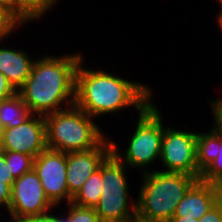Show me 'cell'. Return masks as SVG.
<instances>
[{"label": "cell", "instance_id": "cell-1", "mask_svg": "<svg viewBox=\"0 0 222 222\" xmlns=\"http://www.w3.org/2000/svg\"><path fill=\"white\" fill-rule=\"evenodd\" d=\"M81 59L76 70L75 105L92 118L134 107L138 115L153 101L152 88L102 69L85 68ZM93 69V70H92Z\"/></svg>", "mask_w": 222, "mask_h": 222}, {"label": "cell", "instance_id": "cell-2", "mask_svg": "<svg viewBox=\"0 0 222 222\" xmlns=\"http://www.w3.org/2000/svg\"><path fill=\"white\" fill-rule=\"evenodd\" d=\"M48 55L35 59L30 75L17 91L34 115L46 116L75 104L76 70L84 55Z\"/></svg>", "mask_w": 222, "mask_h": 222}, {"label": "cell", "instance_id": "cell-3", "mask_svg": "<svg viewBox=\"0 0 222 222\" xmlns=\"http://www.w3.org/2000/svg\"><path fill=\"white\" fill-rule=\"evenodd\" d=\"M136 201V221L169 222L176 206L199 180L186 173L150 170L143 173Z\"/></svg>", "mask_w": 222, "mask_h": 222}, {"label": "cell", "instance_id": "cell-4", "mask_svg": "<svg viewBox=\"0 0 222 222\" xmlns=\"http://www.w3.org/2000/svg\"><path fill=\"white\" fill-rule=\"evenodd\" d=\"M47 148L63 153L95 148L106 136L89 116L75 104L46 116Z\"/></svg>", "mask_w": 222, "mask_h": 222}, {"label": "cell", "instance_id": "cell-5", "mask_svg": "<svg viewBox=\"0 0 222 222\" xmlns=\"http://www.w3.org/2000/svg\"><path fill=\"white\" fill-rule=\"evenodd\" d=\"M136 127L129 138L126 151H121L115 142L111 141L112 153L128 168L141 169V174L148 172L150 164L160 159L162 138L164 135V123L162 112L150 103L137 116ZM124 152V153H123Z\"/></svg>", "mask_w": 222, "mask_h": 222}, {"label": "cell", "instance_id": "cell-6", "mask_svg": "<svg viewBox=\"0 0 222 222\" xmlns=\"http://www.w3.org/2000/svg\"><path fill=\"white\" fill-rule=\"evenodd\" d=\"M127 169L113 153L102 163L103 191L95 208L101 222H136V201L129 200Z\"/></svg>", "mask_w": 222, "mask_h": 222}, {"label": "cell", "instance_id": "cell-7", "mask_svg": "<svg viewBox=\"0 0 222 222\" xmlns=\"http://www.w3.org/2000/svg\"><path fill=\"white\" fill-rule=\"evenodd\" d=\"M198 132L177 130L164 126L161 154V171L186 173L200 179L201 172L196 161V140Z\"/></svg>", "mask_w": 222, "mask_h": 222}, {"label": "cell", "instance_id": "cell-8", "mask_svg": "<svg viewBox=\"0 0 222 222\" xmlns=\"http://www.w3.org/2000/svg\"><path fill=\"white\" fill-rule=\"evenodd\" d=\"M11 189V201L7 209L9 221L19 222L26 217L56 209L47 198L34 169L15 179Z\"/></svg>", "mask_w": 222, "mask_h": 222}, {"label": "cell", "instance_id": "cell-9", "mask_svg": "<svg viewBox=\"0 0 222 222\" xmlns=\"http://www.w3.org/2000/svg\"><path fill=\"white\" fill-rule=\"evenodd\" d=\"M66 165L67 153L49 148L34 158L33 169L41 181L47 198L56 208L63 200L68 204L73 198L67 187Z\"/></svg>", "mask_w": 222, "mask_h": 222}, {"label": "cell", "instance_id": "cell-10", "mask_svg": "<svg viewBox=\"0 0 222 222\" xmlns=\"http://www.w3.org/2000/svg\"><path fill=\"white\" fill-rule=\"evenodd\" d=\"M46 148V123L42 115L32 114L18 126L2 128V151L20 152L36 158Z\"/></svg>", "mask_w": 222, "mask_h": 222}, {"label": "cell", "instance_id": "cell-11", "mask_svg": "<svg viewBox=\"0 0 222 222\" xmlns=\"http://www.w3.org/2000/svg\"><path fill=\"white\" fill-rule=\"evenodd\" d=\"M112 153L111 139L105 137L95 148L67 153L66 181L69 194L74 197L85 181L99 169Z\"/></svg>", "mask_w": 222, "mask_h": 222}, {"label": "cell", "instance_id": "cell-12", "mask_svg": "<svg viewBox=\"0 0 222 222\" xmlns=\"http://www.w3.org/2000/svg\"><path fill=\"white\" fill-rule=\"evenodd\" d=\"M222 198V186L198 180L176 206L173 217L200 219Z\"/></svg>", "mask_w": 222, "mask_h": 222}, {"label": "cell", "instance_id": "cell-13", "mask_svg": "<svg viewBox=\"0 0 222 222\" xmlns=\"http://www.w3.org/2000/svg\"><path fill=\"white\" fill-rule=\"evenodd\" d=\"M34 61L35 59L31 58L24 49L22 51V49L0 46V72L16 91L24 85Z\"/></svg>", "mask_w": 222, "mask_h": 222}, {"label": "cell", "instance_id": "cell-14", "mask_svg": "<svg viewBox=\"0 0 222 222\" xmlns=\"http://www.w3.org/2000/svg\"><path fill=\"white\" fill-rule=\"evenodd\" d=\"M31 115L29 108L18 93L0 101V126L2 128L18 126Z\"/></svg>", "mask_w": 222, "mask_h": 222}, {"label": "cell", "instance_id": "cell-15", "mask_svg": "<svg viewBox=\"0 0 222 222\" xmlns=\"http://www.w3.org/2000/svg\"><path fill=\"white\" fill-rule=\"evenodd\" d=\"M218 146H220V134L213 126L208 132H198L196 161L201 173L217 158Z\"/></svg>", "mask_w": 222, "mask_h": 222}, {"label": "cell", "instance_id": "cell-16", "mask_svg": "<svg viewBox=\"0 0 222 222\" xmlns=\"http://www.w3.org/2000/svg\"><path fill=\"white\" fill-rule=\"evenodd\" d=\"M102 183V164L85 181L81 189L72 198V203L87 208H96L100 201V196L103 191Z\"/></svg>", "mask_w": 222, "mask_h": 222}, {"label": "cell", "instance_id": "cell-17", "mask_svg": "<svg viewBox=\"0 0 222 222\" xmlns=\"http://www.w3.org/2000/svg\"><path fill=\"white\" fill-rule=\"evenodd\" d=\"M57 3L58 0H17V17L27 25L29 21L45 17L44 14L51 11Z\"/></svg>", "mask_w": 222, "mask_h": 222}, {"label": "cell", "instance_id": "cell-18", "mask_svg": "<svg viewBox=\"0 0 222 222\" xmlns=\"http://www.w3.org/2000/svg\"><path fill=\"white\" fill-rule=\"evenodd\" d=\"M4 157L14 179L33 169L34 157L13 151H4Z\"/></svg>", "mask_w": 222, "mask_h": 222}, {"label": "cell", "instance_id": "cell-19", "mask_svg": "<svg viewBox=\"0 0 222 222\" xmlns=\"http://www.w3.org/2000/svg\"><path fill=\"white\" fill-rule=\"evenodd\" d=\"M217 158L201 173L200 181L214 183L222 186V136L220 135V146H218Z\"/></svg>", "mask_w": 222, "mask_h": 222}, {"label": "cell", "instance_id": "cell-20", "mask_svg": "<svg viewBox=\"0 0 222 222\" xmlns=\"http://www.w3.org/2000/svg\"><path fill=\"white\" fill-rule=\"evenodd\" d=\"M24 23L6 6L0 4V41L13 34ZM5 38V39H4Z\"/></svg>", "mask_w": 222, "mask_h": 222}, {"label": "cell", "instance_id": "cell-21", "mask_svg": "<svg viewBox=\"0 0 222 222\" xmlns=\"http://www.w3.org/2000/svg\"><path fill=\"white\" fill-rule=\"evenodd\" d=\"M68 205L67 217L71 222H101L94 208L81 207L73 204Z\"/></svg>", "mask_w": 222, "mask_h": 222}, {"label": "cell", "instance_id": "cell-22", "mask_svg": "<svg viewBox=\"0 0 222 222\" xmlns=\"http://www.w3.org/2000/svg\"><path fill=\"white\" fill-rule=\"evenodd\" d=\"M210 101V107H211V112L213 114V119L215 124L212 126L216 129V131L222 136V98H216L215 100L211 99Z\"/></svg>", "mask_w": 222, "mask_h": 222}, {"label": "cell", "instance_id": "cell-23", "mask_svg": "<svg viewBox=\"0 0 222 222\" xmlns=\"http://www.w3.org/2000/svg\"><path fill=\"white\" fill-rule=\"evenodd\" d=\"M199 222H222V198L199 219Z\"/></svg>", "mask_w": 222, "mask_h": 222}, {"label": "cell", "instance_id": "cell-24", "mask_svg": "<svg viewBox=\"0 0 222 222\" xmlns=\"http://www.w3.org/2000/svg\"><path fill=\"white\" fill-rule=\"evenodd\" d=\"M10 171L9 166L5 161L4 151L0 149V181H3L12 188L15 179Z\"/></svg>", "mask_w": 222, "mask_h": 222}, {"label": "cell", "instance_id": "cell-25", "mask_svg": "<svg viewBox=\"0 0 222 222\" xmlns=\"http://www.w3.org/2000/svg\"><path fill=\"white\" fill-rule=\"evenodd\" d=\"M16 93L17 91L9 83L3 73L0 72V101L10 98Z\"/></svg>", "mask_w": 222, "mask_h": 222}, {"label": "cell", "instance_id": "cell-26", "mask_svg": "<svg viewBox=\"0 0 222 222\" xmlns=\"http://www.w3.org/2000/svg\"><path fill=\"white\" fill-rule=\"evenodd\" d=\"M11 192L12 189L8 184H5L3 181H0V208H9L11 201Z\"/></svg>", "mask_w": 222, "mask_h": 222}, {"label": "cell", "instance_id": "cell-27", "mask_svg": "<svg viewBox=\"0 0 222 222\" xmlns=\"http://www.w3.org/2000/svg\"><path fill=\"white\" fill-rule=\"evenodd\" d=\"M19 222H58V216L56 214H52V211L50 210L41 215L26 217Z\"/></svg>", "mask_w": 222, "mask_h": 222}, {"label": "cell", "instance_id": "cell-28", "mask_svg": "<svg viewBox=\"0 0 222 222\" xmlns=\"http://www.w3.org/2000/svg\"><path fill=\"white\" fill-rule=\"evenodd\" d=\"M0 4L6 6L17 16V0H0Z\"/></svg>", "mask_w": 222, "mask_h": 222}, {"label": "cell", "instance_id": "cell-29", "mask_svg": "<svg viewBox=\"0 0 222 222\" xmlns=\"http://www.w3.org/2000/svg\"><path fill=\"white\" fill-rule=\"evenodd\" d=\"M169 222H199L196 218L173 217Z\"/></svg>", "mask_w": 222, "mask_h": 222}, {"label": "cell", "instance_id": "cell-30", "mask_svg": "<svg viewBox=\"0 0 222 222\" xmlns=\"http://www.w3.org/2000/svg\"><path fill=\"white\" fill-rule=\"evenodd\" d=\"M220 5H221L220 7L222 8V4H220ZM216 16H218L217 17L218 26L222 31V10L220 11V13L218 12V15H216Z\"/></svg>", "mask_w": 222, "mask_h": 222}, {"label": "cell", "instance_id": "cell-31", "mask_svg": "<svg viewBox=\"0 0 222 222\" xmlns=\"http://www.w3.org/2000/svg\"><path fill=\"white\" fill-rule=\"evenodd\" d=\"M58 222H71V221H70V219H69L67 216H65V215H63V216L59 215V216H58Z\"/></svg>", "mask_w": 222, "mask_h": 222}, {"label": "cell", "instance_id": "cell-32", "mask_svg": "<svg viewBox=\"0 0 222 222\" xmlns=\"http://www.w3.org/2000/svg\"><path fill=\"white\" fill-rule=\"evenodd\" d=\"M217 2H219L220 4H222V0H216Z\"/></svg>", "mask_w": 222, "mask_h": 222}]
</instances>
